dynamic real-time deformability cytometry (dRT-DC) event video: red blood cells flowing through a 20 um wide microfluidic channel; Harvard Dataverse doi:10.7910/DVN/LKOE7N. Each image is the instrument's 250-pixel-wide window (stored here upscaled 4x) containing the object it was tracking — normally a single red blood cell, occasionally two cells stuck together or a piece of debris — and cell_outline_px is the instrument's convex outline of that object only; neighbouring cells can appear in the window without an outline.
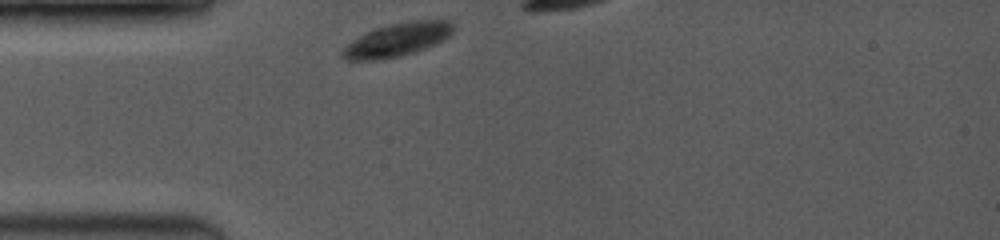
{"species": "common noctule bat (a hibernating species)", "species_latin": "Nyctalus noctula", "temperature_condition": "room temperature", "stored_images_in_passage": 10, "camera_frame_rate_fps": 3500, "um_per_image_px": 0.085, "animal": {"sex": "female", "body_mass_g": 19.0, "forearm_length_mm": 53.3}, "frame": {"image": 1, "passage_image": 1, "time_ms": 0.0, "image_size_px": [1000, 240], "cell_outline_px": [[452, 32], [444, 40], [436, 44], [400, 56], [376, 60], [348, 60], [340, 56], [340, 52], [352, 40], [372, 28], [388, 24], [408, 20], [452, 20]], "centroid_in_image_um": [33.74, 3.36], "position_along_channel_um": 51.3, "area_um2": 21.62}}